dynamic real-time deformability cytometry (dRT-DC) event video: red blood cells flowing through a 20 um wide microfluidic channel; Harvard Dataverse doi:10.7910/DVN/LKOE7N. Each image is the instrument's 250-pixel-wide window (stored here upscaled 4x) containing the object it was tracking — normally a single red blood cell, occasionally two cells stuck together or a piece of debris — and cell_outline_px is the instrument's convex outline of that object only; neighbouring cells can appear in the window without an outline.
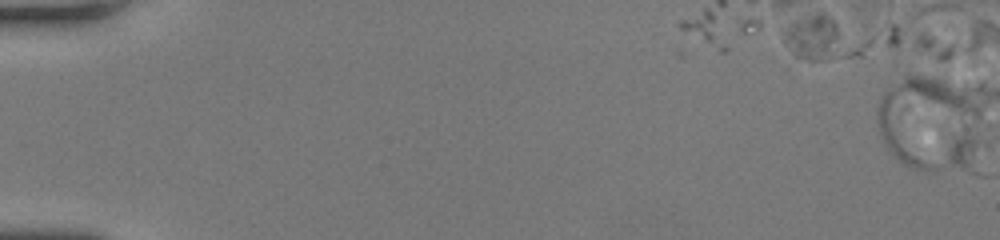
{"species": "human", "species_latin": "Homo sapiens", "temperature_condition": "room temperature", "stored_images_in_passage": 1, "camera_frame_rate_fps": 3000, "um_per_image_px": 0.085, "donor": {"sex": "female"}, "frame": {"image": 1, "passage_image": 1, "time_ms": 0.0, "image_size_px": [1000, 240], "cell_outline_px": [[864, 44], [860, 56], [824, 60], [808, 60], [796, 56], [792, 52], [784, 40], [784, 36], [788, 28], [796, 20], [816, 12], [824, 12]], "centroid_in_image_um": [69.82, 3.31], "position_along_channel_um": 15.2, "area_um2": 19.31}}